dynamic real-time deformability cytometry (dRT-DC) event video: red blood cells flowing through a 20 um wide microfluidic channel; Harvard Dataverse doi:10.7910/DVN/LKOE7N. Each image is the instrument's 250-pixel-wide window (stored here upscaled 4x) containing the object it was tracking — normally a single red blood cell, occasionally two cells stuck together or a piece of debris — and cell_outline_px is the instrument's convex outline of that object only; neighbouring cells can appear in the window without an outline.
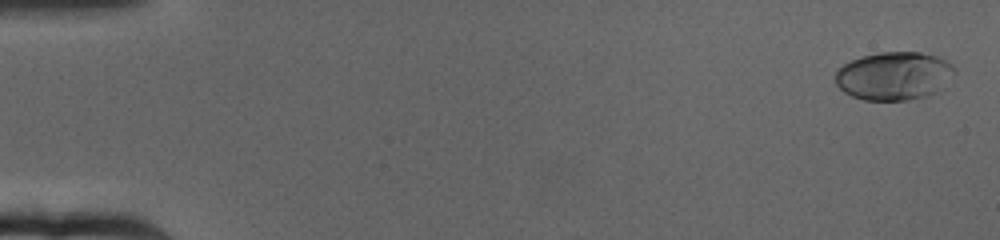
{"species": "human", "species_latin": "Homo sapiens", "temperature_condition": "cold", "stored_images_in_passage": 65, "camera_frame_rate_fps": 3000, "um_per_image_px": 0.085, "donor": {"sex": "female"}, "frame": {"image": 1, "passage_image": 2, "time_ms": 0.333, "image_size_px": [1000, 240], "cell_outline_px": [[956, 72], [936, 92], [928, 96], [908, 100], [864, 100], [852, 96], [844, 92], [836, 84], [836, 72], [844, 64], [852, 60], [864, 56], [880, 52], [920, 52], [940, 56], [952, 64], [956, 68]], "centroid_in_image_um": [76.02, 6.45], "position_along_channel_um": 9.0, "area_um2": 33.52}}
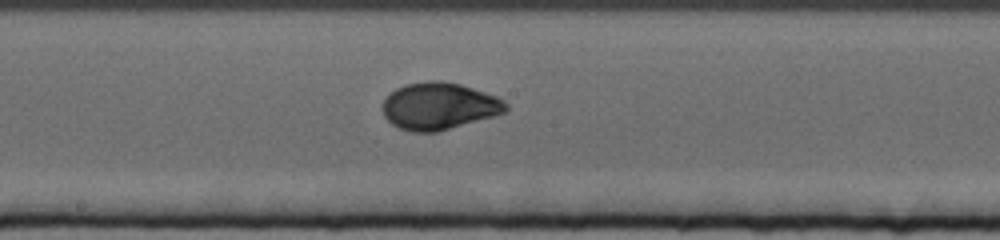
{"frame": {"image": 2, "passage_image": 36, "time_ms": 11.667, "image_size_px": [1000, 240], "cell_outline_px": [[508, 108], [504, 112], [492, 116], [436, 132], [412, 132], [400, 128], [392, 124], [384, 116], [384, 100], [396, 88], [408, 84], [428, 80], [440, 80], [460, 84], [496, 96], [504, 100], [508, 104]], "centroid_in_image_um": [37.32, 9.01], "position_along_channel_um": 210.9, "area_um2": 33.35}}
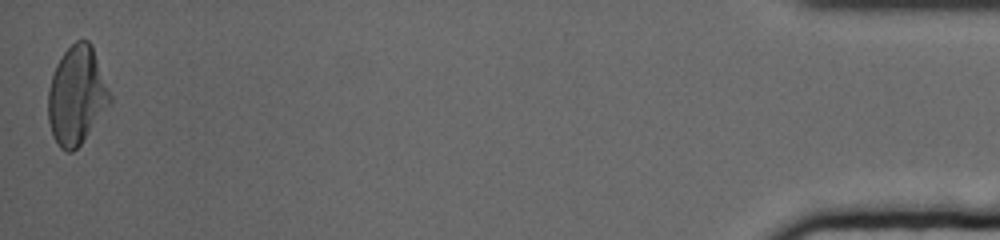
{"frame": {"image": 3, "passage_image": 65, "time_ms": 21.333, "image_size_px": [1000, 240], "cell_outline_px": [[112, 104], [80, 144], [72, 152], [68, 152], [60, 148], [52, 136], [48, 120], [48, 88], [56, 64], [64, 52], [76, 40], [88, 40], [92, 44], [112, 96]], "centroid_in_image_um": [6.53, 8.12], "position_along_channel_um": 428.7, "area_um2": 35.66}, "authors_computed_cell_mechanics": {"area_um2": 32.8882, "velocity_mm_per_s": 3.1453, "shape_relaxation_time_tau1_ms": 3.8462, "shape_relaxation_time_tau2_ms": 0.9031, "deformation_change_tau1": 0.173, "deformation_change_tau2": 0.041}}